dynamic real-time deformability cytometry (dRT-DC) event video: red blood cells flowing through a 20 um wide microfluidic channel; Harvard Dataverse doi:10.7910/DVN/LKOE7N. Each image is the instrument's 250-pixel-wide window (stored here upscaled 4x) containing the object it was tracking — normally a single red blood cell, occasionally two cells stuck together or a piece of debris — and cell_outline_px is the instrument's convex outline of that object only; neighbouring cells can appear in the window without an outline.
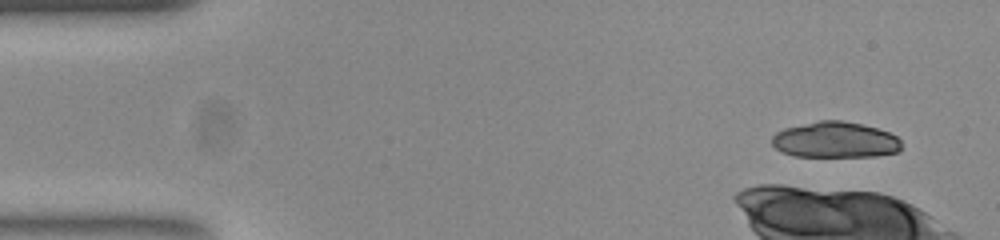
{"species": "common noctule bat (a hibernating species)", "species_latin": "Nyctalus noctula", "temperature_condition": "room temperature", "stored_images_in_passage": 5, "camera_frame_rate_fps": 3000, "um_per_image_px": 0.085, "animal": {"sex": "female", "body_mass_g": 23.0, "forearm_length_mm": 53.4}, "frame": {"image": 1, "passage_image": 1, "time_ms": 0.0, "image_size_px": [1000, 240], "cell_outline_px": [[900, 148], [896, 152], [876, 156], [792, 156], [776, 148], [772, 144], [772, 136], [776, 132], [784, 128], [820, 120], [840, 120], [860, 124], [876, 128], [888, 132], [896, 136], [900, 140]], "centroid_in_image_um": [70.97, 11.89], "position_along_channel_um": 14.0, "area_um2": 26.88}}